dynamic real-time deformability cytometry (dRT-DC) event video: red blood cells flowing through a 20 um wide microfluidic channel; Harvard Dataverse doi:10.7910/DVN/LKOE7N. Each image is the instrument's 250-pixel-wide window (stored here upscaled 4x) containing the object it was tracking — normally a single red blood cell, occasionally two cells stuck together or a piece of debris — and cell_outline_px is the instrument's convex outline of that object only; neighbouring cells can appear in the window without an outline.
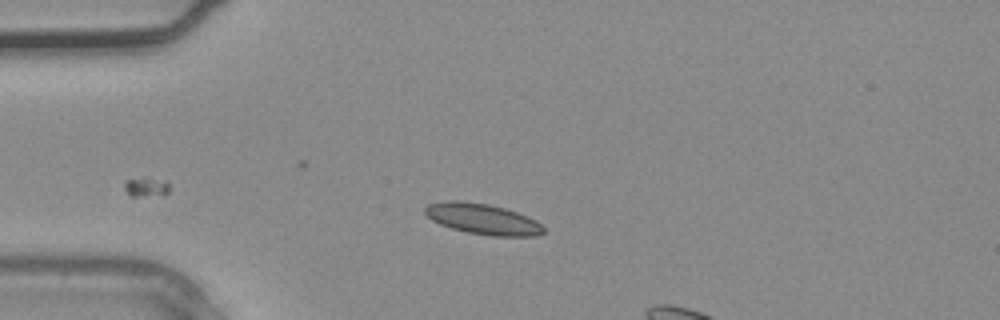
{"species": "common noctule bat (a hibernating species)", "species_latin": "Nyctalus noctula", "temperature_condition": "warm", "stored_images_in_passage": 4, "camera_frame_rate_fps": 3000, "um_per_image_px": 0.085, "animal": {"sex": "male", "body_mass_g": 20.4}, "frame": {"image": 1, "passage_image": 3, "time_ms": 0.667, "image_size_px": [1000, 320], "cell_outline_px": [[544, 232], [536, 236], [492, 236], [468, 232], [452, 228], [440, 224], [432, 220], [424, 212], [424, 208], [428, 204], [448, 200], [460, 200], [488, 204], [504, 208], [528, 216], [536, 220], [544, 228]], "centroid_in_image_um": [41.02, 18.61], "position_along_channel_um": 44.0, "area_um2": 21.15}}